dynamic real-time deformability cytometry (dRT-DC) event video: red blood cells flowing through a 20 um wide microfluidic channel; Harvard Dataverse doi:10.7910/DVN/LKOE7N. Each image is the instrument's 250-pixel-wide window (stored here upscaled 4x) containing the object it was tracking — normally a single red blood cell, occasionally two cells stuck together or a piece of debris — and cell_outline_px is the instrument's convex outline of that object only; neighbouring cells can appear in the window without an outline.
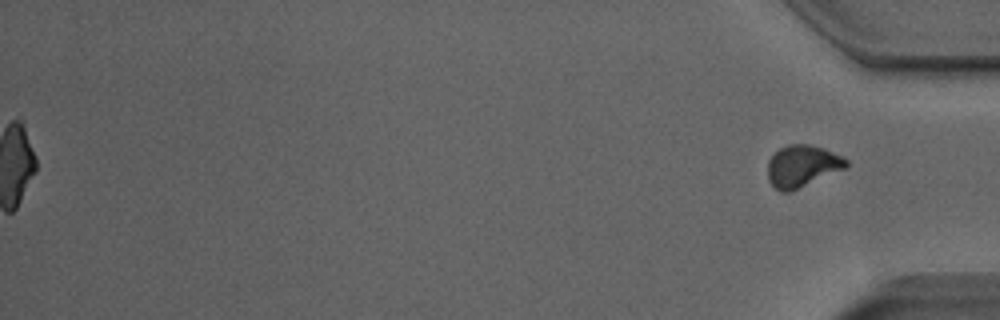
{"species": "Egyptian fruit bat (a non-hibernating species)", "species_latin": "Rousettus aegyptiacus", "temperature_condition": "room temperature", "stored_images_in_passage": 52, "segment_of_instrument_passage": [2, 2], "camera_frame_rate_fps": 3000, "um_per_image_px": 0.085, "animal": {"sex": "male"}, "frame": {"image": 1, "passage_image": 52, "time_ms": 17.0, "image_size_px": [1000, 320], "cell_outline_px": [[848, 168], [792, 192], [780, 192], [768, 180], [768, 160], [780, 148], [788, 144], [808, 144], [824, 148], [844, 156], [848, 160]], "centroid_in_image_um": [68.24, 14.13], "position_along_channel_um": 367.0, "area_um2": 19.59}}